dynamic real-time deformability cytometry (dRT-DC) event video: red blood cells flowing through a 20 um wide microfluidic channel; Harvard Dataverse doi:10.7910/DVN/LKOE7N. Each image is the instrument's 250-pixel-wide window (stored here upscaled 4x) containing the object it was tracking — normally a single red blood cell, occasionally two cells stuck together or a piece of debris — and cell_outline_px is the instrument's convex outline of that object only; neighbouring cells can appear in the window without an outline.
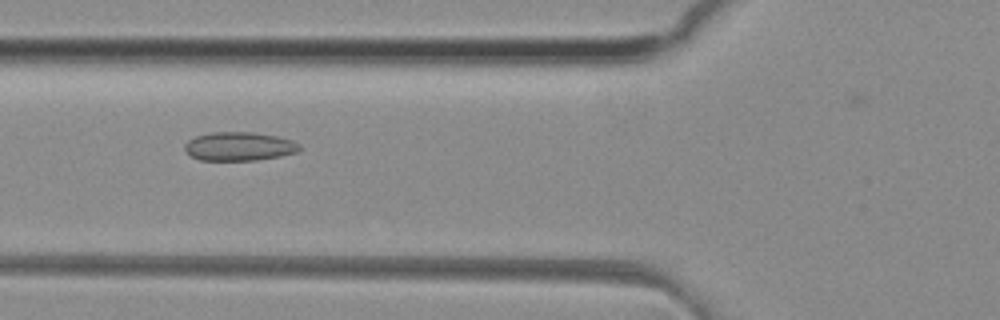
{"species": "common noctule bat (a hibernating species)", "species_latin": "Nyctalus noctula", "temperature_condition": "room temperature", "stored_images_in_passage": 37, "camera_frame_rate_fps": 3000, "um_per_image_px": 0.085, "animal": {"sex": "female", "body_mass_g": 29.2, "forearm_length_mm": 56.3}, "frame": {"image": 1, "passage_image": 6, "time_ms": 1.667, "image_size_px": [1000, 320], "cell_outline_px": [[300, 148], [296, 152], [280, 156], [256, 160], [200, 160], [192, 156], [184, 148], [184, 144], [188, 140], [196, 136], [212, 132], [252, 132], [276, 136], [292, 140], [300, 144]], "centroid_in_image_um": [20.32, 12.44], "position_along_channel_um": 105.5, "area_um2": 19.07}}
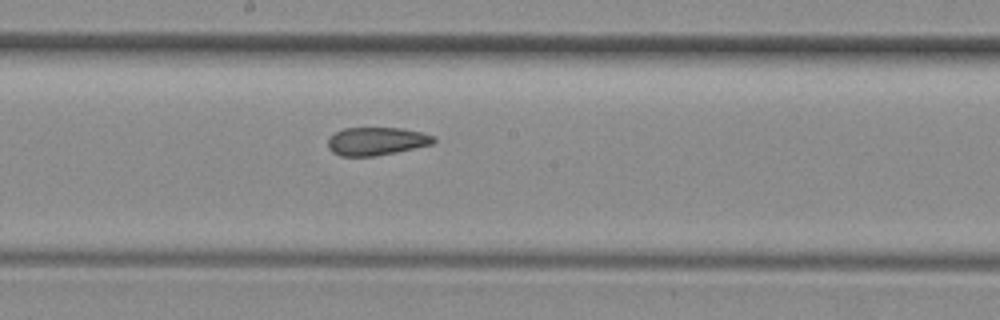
{"frame": {"image": 2, "passage_image": 14, "time_ms": 4.333, "image_size_px": [1000, 320], "cell_outline_px": [[436, 140], [432, 144], [396, 152], [376, 156], [340, 156], [332, 152], [328, 148], [328, 136], [344, 128], [404, 128], [420, 132], [432, 136]], "centroid_in_image_um": [31.95, 12.0], "position_along_channel_um": 216.2, "area_um2": 17.28}}
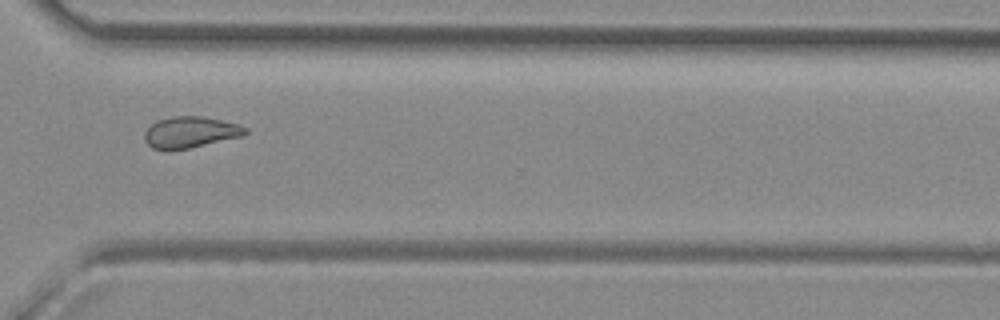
{"frame": {"image": 3, "passage_image": 24, "time_ms": 7.667, "image_size_px": [1000, 320], "cell_outline_px": [[248, 132], [244, 136], [188, 148], [168, 152], [152, 148], [144, 140], [144, 132], [156, 120], [172, 116], [200, 116], [240, 124], [248, 128]], "centroid_in_image_um": [16.17, 11.25], "position_along_channel_um": 354.4, "area_um2": 18.67}, "authors_computed_cell_mechanics": {"area_um2": 18.5538, "velocity_mm_per_s": 4.1516, "shape_relaxation_time_tau1_ms": null, "shape_relaxation_time_tau2_ms": 4.0989, "deformation_change_tau1": null, "deformation_change_tau2": 0.081}}